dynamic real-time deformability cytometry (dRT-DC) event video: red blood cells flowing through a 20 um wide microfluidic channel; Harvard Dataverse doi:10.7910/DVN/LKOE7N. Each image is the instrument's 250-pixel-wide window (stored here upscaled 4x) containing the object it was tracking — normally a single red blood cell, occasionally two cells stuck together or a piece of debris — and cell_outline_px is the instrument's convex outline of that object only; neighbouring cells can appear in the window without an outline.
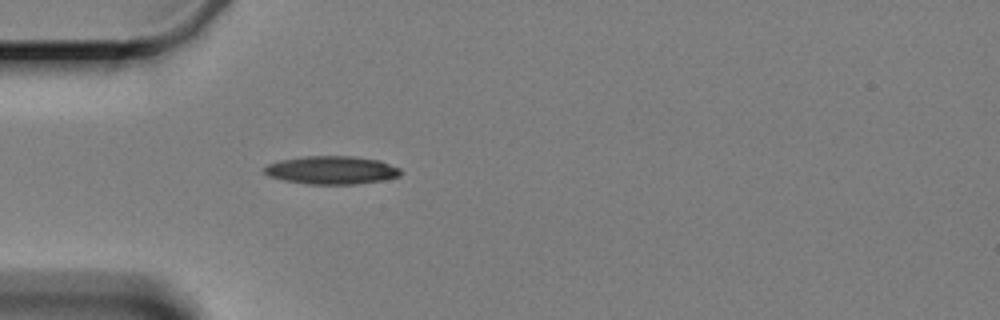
{"species": "Egyptian fruit bat (a non-hibernating species)", "species_latin": "Rousettus aegyptiacus", "temperature_condition": "cold", "stored_images_in_passage": 4, "camera_frame_rate_fps": 3000, "um_per_image_px": 0.085, "animal": {"sex": "female"}, "frame": {"image": 1, "passage_image": 4, "time_ms": 4.667, "image_size_px": [1000, 320], "cell_outline_px": [[400, 176], [384, 180], [352, 184], [308, 184], [284, 180], [268, 176], [264, 172], [264, 168], [268, 164], [280, 160], [304, 156], [352, 156], [380, 160], [400, 168]], "centroid_in_image_um": [28.19, 14.45], "position_along_channel_um": 56.8, "area_um2": 22.31}}